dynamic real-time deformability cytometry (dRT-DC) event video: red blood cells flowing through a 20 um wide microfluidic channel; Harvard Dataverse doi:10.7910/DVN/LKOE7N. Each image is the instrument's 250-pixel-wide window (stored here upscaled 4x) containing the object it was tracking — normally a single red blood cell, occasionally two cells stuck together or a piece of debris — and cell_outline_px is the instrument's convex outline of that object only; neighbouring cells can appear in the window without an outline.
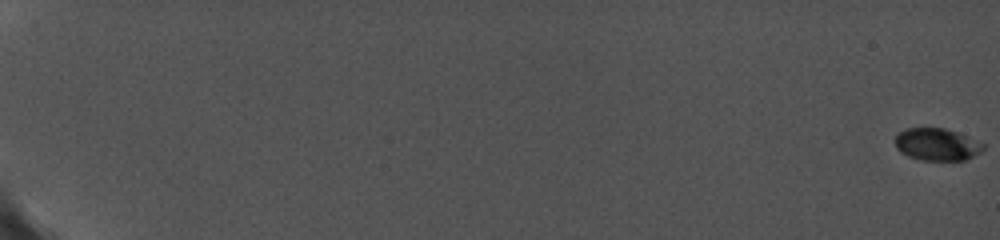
{"species": "common noctule bat (a hibernating species)", "species_latin": "Nyctalus noctula", "temperature_condition": "cold", "stored_images_in_passage": 53, "camera_frame_rate_fps": 5000, "um_per_image_px": 0.085, "animal": {"sex": "female", "body_mass_g": 19.0, "forearm_length_mm": 56.7}, "frame": {"image": 1, "passage_image": 1, "time_ms": 0.0, "image_size_px": [1000, 240], "cell_outline_px": [[984, 148], [980, 152], [964, 160], [924, 160], [912, 156], [904, 152], [896, 144], [896, 136], [900, 132], [908, 128], [944, 128], [984, 144]], "centroid_in_image_um": [79.66, 12.27], "position_along_channel_um": 5.3, "area_um2": 15.78}}
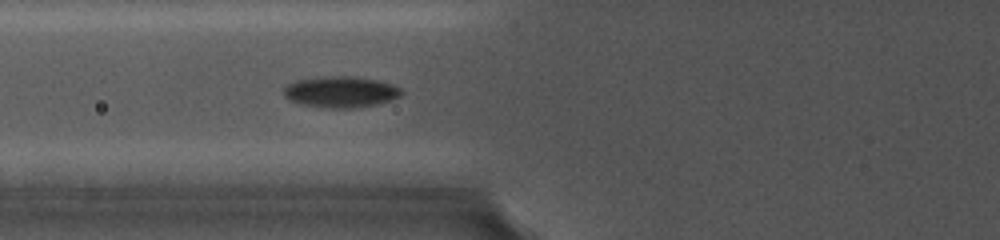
{"frame": {"image": 2, "passage_image": 32, "time_ms": 9.0, "image_size_px": [1000, 240], "cell_outline_px": [[404, 92], [400, 96], [376, 104], [352, 108], [328, 108], [300, 104], [284, 96], [284, 88], [288, 84], [296, 80], [324, 76], [356, 76], [376, 80], [392, 84], [400, 88]], "centroid_in_image_um": [28.96, 7.8], "position_along_channel_um": 96.8, "area_um2": 21.27}}
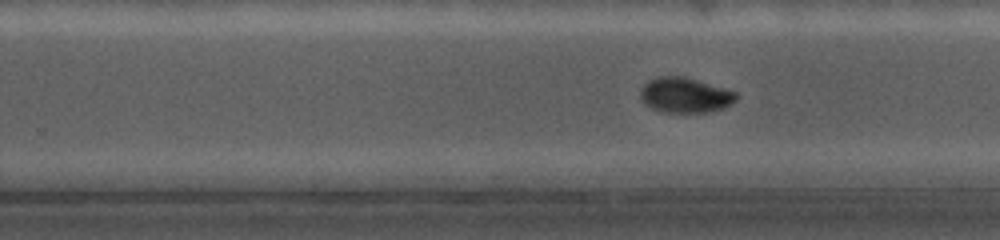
{"frame": {"image": 3, "passage_image": 53, "time_ms": 13.6, "image_size_px": [1000, 240], "cell_outline_px": [[736, 100], [732, 104], [724, 108], [712, 112], [660, 112], [644, 104], [640, 96], [640, 88], [648, 80], [656, 76], [684, 76], [724, 88], [736, 92]], "centroid_in_image_um": [58.2, 8.09], "position_along_channel_um": 271.6, "area_um2": 19.83}}